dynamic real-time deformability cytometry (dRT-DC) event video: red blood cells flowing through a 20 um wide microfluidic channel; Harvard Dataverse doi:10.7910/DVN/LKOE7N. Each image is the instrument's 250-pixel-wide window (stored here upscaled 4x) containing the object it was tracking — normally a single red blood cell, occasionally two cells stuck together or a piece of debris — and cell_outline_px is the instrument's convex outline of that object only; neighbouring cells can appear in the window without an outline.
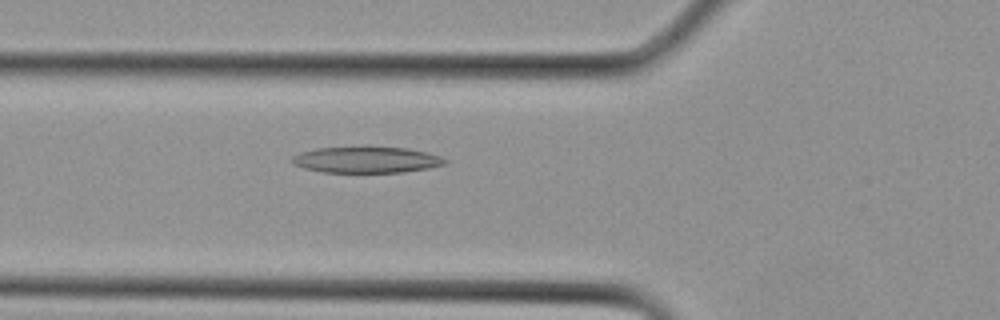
{"species": "Egyptian fruit bat (a non-hibernating species)", "species_latin": "Rousettus aegyptiacus", "temperature_condition": "cold", "stored_images_in_passage": 9, "camera_frame_rate_fps": 3000, "um_per_image_px": 0.085, "animal": {"sex": "female"}, "frame": {"image": 1, "passage_image": 7, "time_ms": 2.0, "image_size_px": [1000, 320], "cell_outline_px": [[448, 164], [428, 168], [404, 172], [324, 172], [304, 168], [292, 164], [292, 156], [300, 152], [316, 148], [364, 144], [368, 144], [408, 148], [440, 156], [448, 160]], "centroid_in_image_um": [31.14, 13.53], "position_along_channel_um": 94.7, "area_um2": 24.33}}
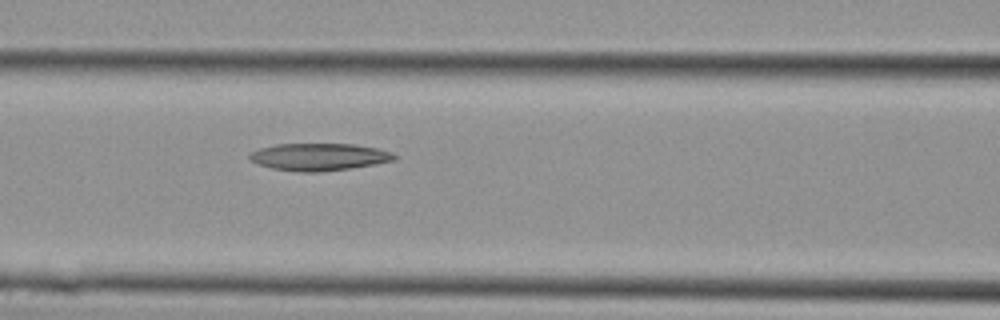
{"frame": {"image": 2, "passage_image": 9, "time_ms": 2.667, "image_size_px": [1000, 320], "cell_outline_px": [[396, 160], [376, 164], [352, 168], [316, 172], [300, 172], [272, 168], [256, 164], [248, 156], [252, 152], [260, 148], [276, 144], [356, 144], [376, 148], [392, 152], [396, 156]], "centroid_in_image_um": [27.14, 13.33], "position_along_channel_um": 139.5, "area_um2": 23.0}}